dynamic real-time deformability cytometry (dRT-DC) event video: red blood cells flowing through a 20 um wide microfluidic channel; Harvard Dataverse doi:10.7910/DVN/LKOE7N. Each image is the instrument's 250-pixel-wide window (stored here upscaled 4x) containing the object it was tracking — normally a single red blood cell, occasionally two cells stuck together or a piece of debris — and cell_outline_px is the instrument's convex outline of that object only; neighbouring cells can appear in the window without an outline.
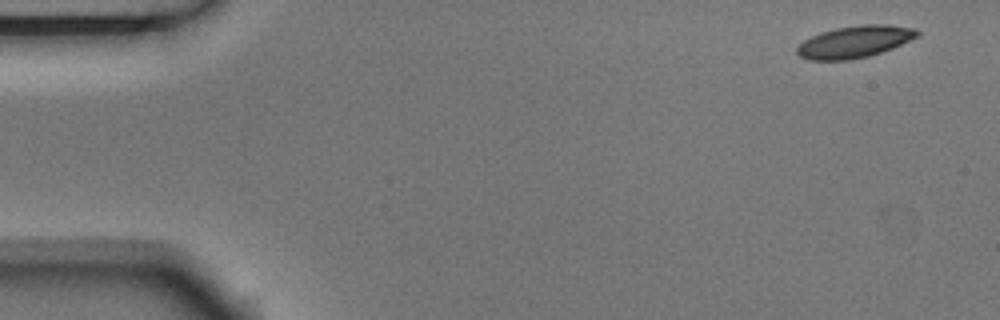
{"species": "Egyptian fruit bat (a non-hibernating species)", "species_latin": "Rousettus aegyptiacus", "temperature_condition": "room temperature", "stored_images_in_passage": 5, "camera_frame_rate_fps": 3000, "um_per_image_px": 0.085, "animal": {"sex": "male"}, "frame": {"image": 1, "passage_image": 1, "time_ms": 0.0, "image_size_px": [1000, 320], "cell_outline_px": [[920, 36], [892, 48], [868, 56], [852, 60], [808, 60], [800, 56], [796, 52], [796, 48], [804, 40], [820, 32], [836, 28], [860, 24], [888, 24], [916, 28], [920, 32]], "centroid_in_image_um": [72.67, 3.54], "position_along_channel_um": 12.3, "area_um2": 22.54}}
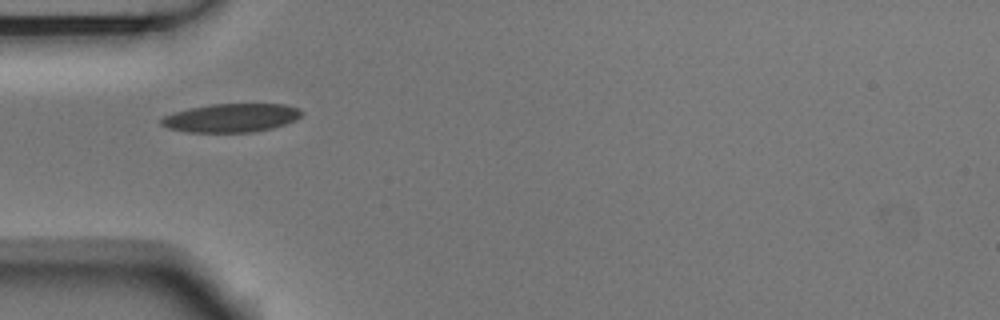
{"frame": {"image": 2, "passage_image": 5, "time_ms": 1.333, "image_size_px": [1000, 320], "cell_outline_px": [[304, 112], [296, 120], [272, 128], [256, 132], [184, 132], [168, 128], [160, 124], [160, 120], [164, 116], [188, 108], [212, 104], [284, 104], [300, 108]], "centroid_in_image_um": [19.67, 10.02], "position_along_channel_um": 65.3, "area_um2": 23.47}}